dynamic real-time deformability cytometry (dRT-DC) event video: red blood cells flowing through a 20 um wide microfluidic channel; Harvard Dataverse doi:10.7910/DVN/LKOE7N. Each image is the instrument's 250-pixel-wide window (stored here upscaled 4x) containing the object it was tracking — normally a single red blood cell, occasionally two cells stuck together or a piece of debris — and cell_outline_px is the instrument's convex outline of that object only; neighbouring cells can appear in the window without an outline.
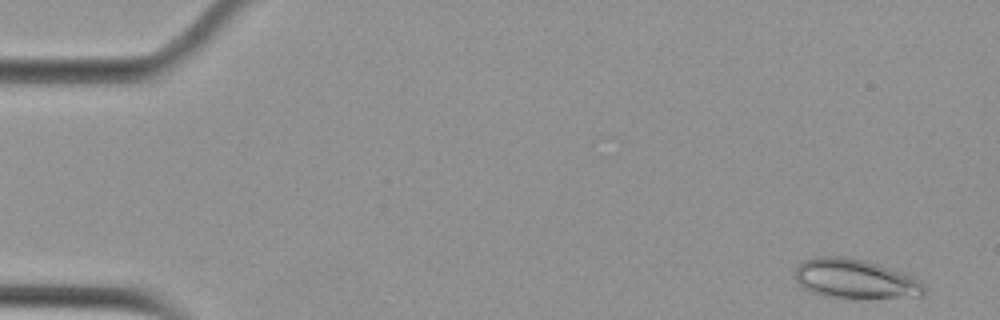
{"species": "Egyptian fruit bat (a non-hibernating species)", "species_latin": "Rousettus aegyptiacus", "temperature_condition": "cold", "stored_images_in_passage": 56, "camera_frame_rate_fps": 3000, "um_per_image_px": 0.085, "animal": {"sex": "female"}, "frame": {"image": 1, "passage_image": 3, "time_ms": 0.667, "image_size_px": [1000, 320], "cell_outline_px": [[924, 292], [920, 296], [856, 300], [824, 296], [812, 292], [804, 288], [796, 280], [796, 268], [804, 260], [816, 256], [844, 256], [864, 260], [900, 272], [920, 280], [924, 284]], "centroid_in_image_um": [72.68, 23.74], "position_along_channel_um": 12.3, "area_um2": 29.94}}
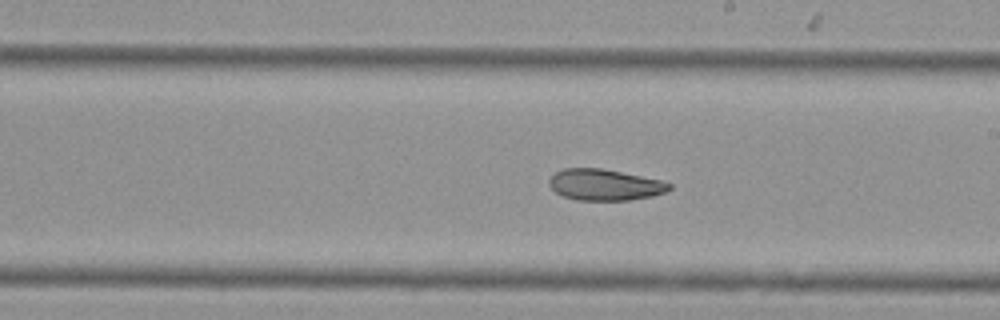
{"frame": {"image": 2, "passage_image": 32, "time_ms": 10.333, "image_size_px": [1000, 320], "cell_outline_px": [[672, 188], [664, 192], [652, 196], [628, 200], [576, 200], [564, 196], [556, 192], [548, 184], [548, 180], [556, 172], [564, 168], [600, 168], [660, 180], [672, 184]], "centroid_in_image_um": [51.38, 15.71], "position_along_channel_um": 237.6, "area_um2": 21.62}}
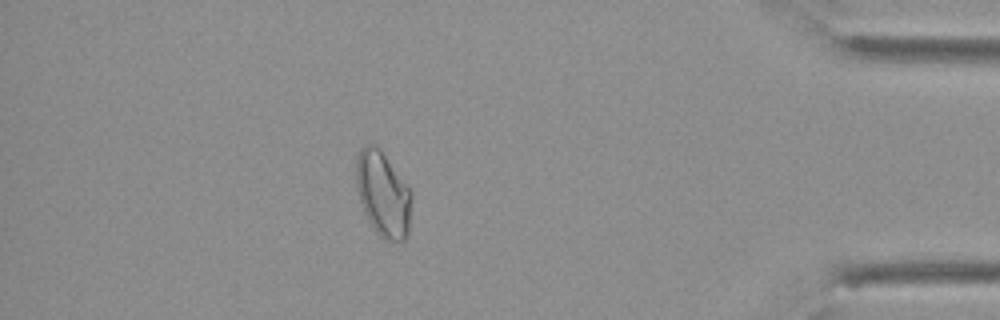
{"frame": {"image": 3, "passage_image": 49, "time_ms": 16.0, "image_size_px": [1000, 320], "cell_outline_px": [[412, 196], [408, 236], [404, 240], [384, 240], [376, 232], [368, 220], [364, 212], [356, 188], [356, 156], [360, 148], [364, 144], [372, 144], [384, 156], [412, 192]], "centroid_in_image_um": [32.54, 16.53], "position_along_channel_um": 402.7, "area_um2": 27.17}, "authors_computed_cell_mechanics": {"area_um2": 25.6343, "velocity_mm_per_s": 3.6566, "shape_relaxation_time_tau1_ms": 10.6243, "shape_relaxation_time_tau2_ms": 7.6661, "deformation_change_tau1": 0.202, "deformation_change_tau2": 0.1424}}